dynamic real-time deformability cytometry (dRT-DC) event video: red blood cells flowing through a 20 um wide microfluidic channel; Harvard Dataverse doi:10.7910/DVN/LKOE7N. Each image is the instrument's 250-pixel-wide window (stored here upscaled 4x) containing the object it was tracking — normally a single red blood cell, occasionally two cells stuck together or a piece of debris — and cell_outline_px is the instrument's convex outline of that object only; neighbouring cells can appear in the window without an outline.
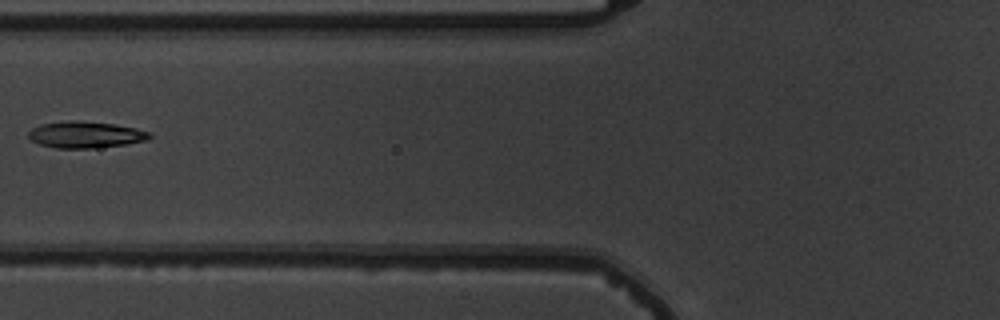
{"species": "common noctule bat (a hibernating species)", "species_latin": "Nyctalus noctula", "temperature_condition": "warm", "stored_images_in_passage": 6, "camera_frame_rate_fps": 3000, "um_per_image_px": 0.085, "animal": {"sex": "male", "body_mass_g": 19.5, "forearm_length_mm": 54.6}, "frame": {"image": 1, "passage_image": 5, "time_ms": 4.667, "image_size_px": [1000, 320], "cell_outline_px": [[152, 136], [148, 140], [124, 144], [92, 148], [56, 148], [40, 144], [32, 140], [28, 136], [28, 132], [32, 128], [40, 124], [68, 120], [72, 120], [112, 124], [136, 128], [148, 132]], "centroid_in_image_um": [7.24, 11.44], "position_along_channel_um": 118.6, "area_um2": 18.5}}
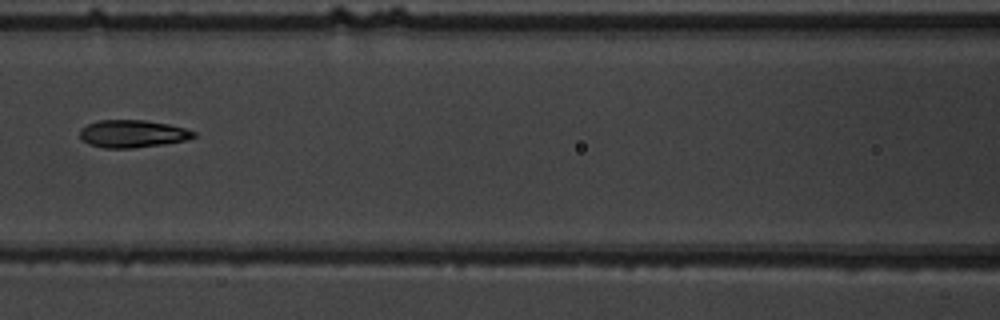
{"frame": {"image": 2, "passage_image": 6, "time_ms": 5.667, "image_size_px": [1000, 320], "cell_outline_px": [[196, 136], [188, 140], [164, 144], [132, 148], [104, 148], [88, 144], [80, 140], [80, 128], [88, 124], [100, 120], [144, 120], [168, 124], [184, 128], [196, 132]], "centroid_in_image_um": [11.25, 11.37], "position_along_channel_um": 155.3, "area_um2": 18.38}}